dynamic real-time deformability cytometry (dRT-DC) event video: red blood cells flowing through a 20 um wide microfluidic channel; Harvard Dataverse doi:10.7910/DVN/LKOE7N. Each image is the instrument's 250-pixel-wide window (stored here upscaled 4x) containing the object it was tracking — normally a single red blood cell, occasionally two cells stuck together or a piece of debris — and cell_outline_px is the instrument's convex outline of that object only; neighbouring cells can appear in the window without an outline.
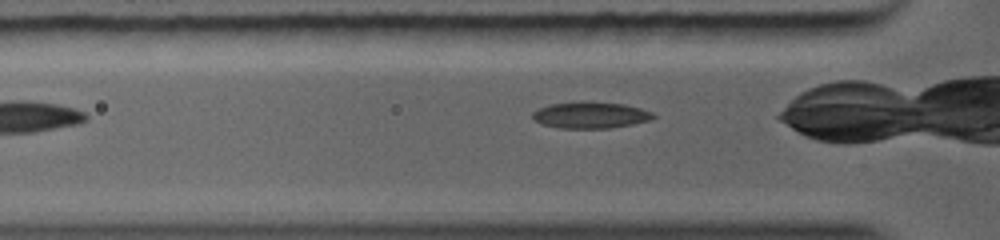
{"species": "common noctule bat (a hibernating species)", "species_latin": "Nyctalus noctula", "temperature_condition": "warm", "stored_images_in_passage": 30, "camera_frame_rate_fps": 5000, "um_per_image_px": 0.085, "animal": {"sex": "female", "body_mass_g": 19.0, "forearm_length_mm": 56.7}, "frame": {"image": 1, "passage_image": 2, "time_ms": 0.2, "image_size_px": [1000, 240], "cell_outline_px": [[656, 116], [648, 120], [632, 124], [608, 128], [560, 128], [540, 124], [532, 120], [532, 112], [548, 104], [580, 100], [624, 104], [640, 108], [652, 112]], "centroid_in_image_um": [50.12, 9.76], "position_along_channel_um": 75.7, "area_um2": 18.84}}
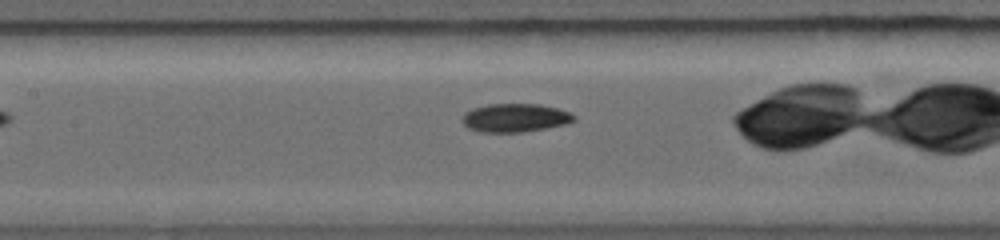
{"frame": {"image": 2, "passage_image": 10, "time_ms": 2.0, "image_size_px": [1000, 240], "cell_outline_px": [[576, 120], [564, 124], [524, 132], [480, 132], [468, 128], [460, 120], [460, 116], [464, 112], [472, 108], [488, 104], [540, 104], [556, 108], [568, 112], [576, 116]], "centroid_in_image_um": [43.71, 10.01], "position_along_channel_um": 163.7, "area_um2": 18.61}}
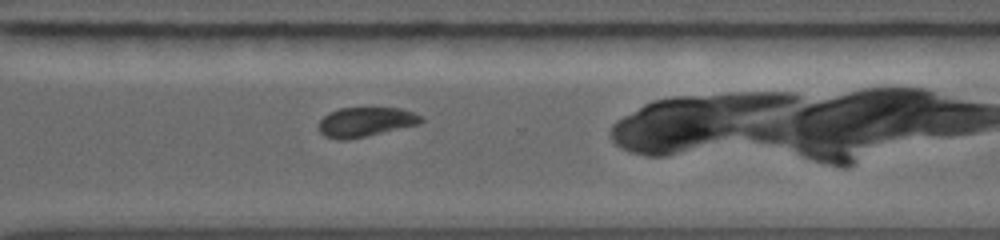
{"frame": {"image": 3, "passage_image": 22, "time_ms": 5.6, "image_size_px": [1000, 240], "cell_outline_px": [[424, 120], [420, 124], [368, 136], [344, 140], [336, 140], [324, 136], [320, 132], [320, 120], [328, 112], [340, 108], [400, 108], [412, 112], [420, 116]], "centroid_in_image_um": [31.07, 10.37], "position_along_channel_um": 339.5, "area_um2": 17.63}}